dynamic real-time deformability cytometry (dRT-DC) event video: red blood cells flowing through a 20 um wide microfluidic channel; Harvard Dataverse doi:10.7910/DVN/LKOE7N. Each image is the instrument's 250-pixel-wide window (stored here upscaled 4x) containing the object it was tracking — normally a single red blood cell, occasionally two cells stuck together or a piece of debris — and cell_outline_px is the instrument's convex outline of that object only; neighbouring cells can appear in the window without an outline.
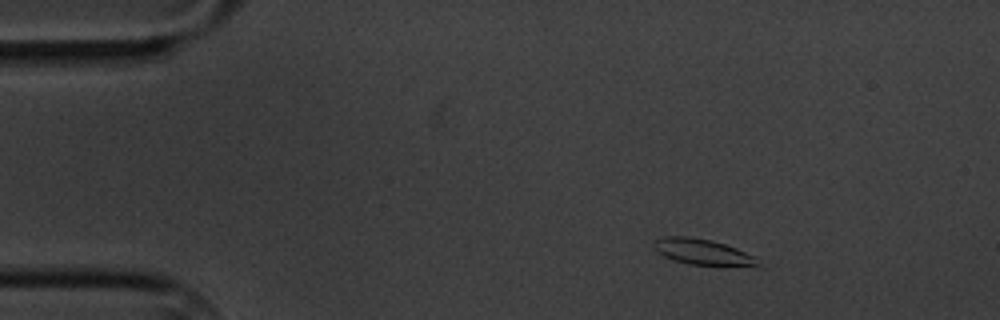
{"species": "common noctule bat (a hibernating species)", "species_latin": "Nyctalus noctula", "temperature_condition": "cold", "stored_images_in_passage": 11, "camera_frame_rate_fps": 3000, "um_per_image_px": 0.085, "animal": {"sex": "male", "body_mass_g": 20.1, "forearm_length_mm": 53.5}, "frame": {"image": 1, "passage_image": 2, "time_ms": 2.0, "image_size_px": [1000, 320], "cell_outline_px": [[768, 268], [756, 268], [688, 264], [664, 256], [656, 252], [652, 248], [652, 244], [656, 240], [664, 236], [688, 236], [712, 240], [736, 248], [756, 256]], "centroid_in_image_um": [59.89, 21.46], "position_along_channel_um": 25.1, "area_um2": 16.53}}
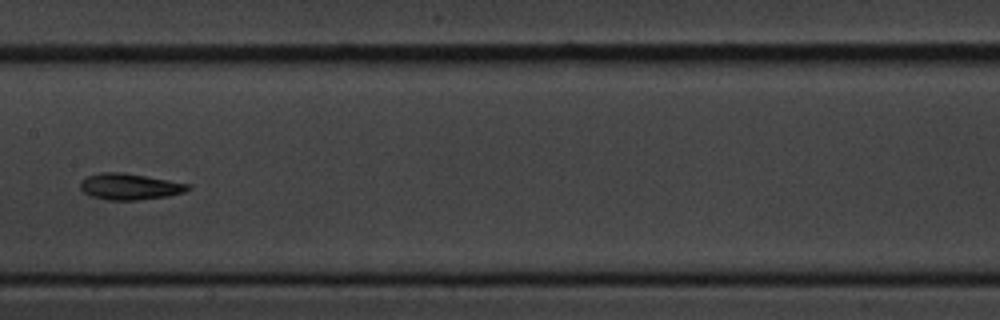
{"frame": {"image": 2, "passage_image": 8, "time_ms": 9.0, "image_size_px": [1000, 320], "cell_outline_px": [[192, 188], [184, 192], [168, 196], [140, 200], [108, 200], [92, 196], [84, 192], [80, 188], [80, 180], [88, 176], [100, 172], [124, 172], [192, 184]], "centroid_in_image_um": [11.06, 15.85], "position_along_channel_um": 196.3, "area_um2": 16.65}}
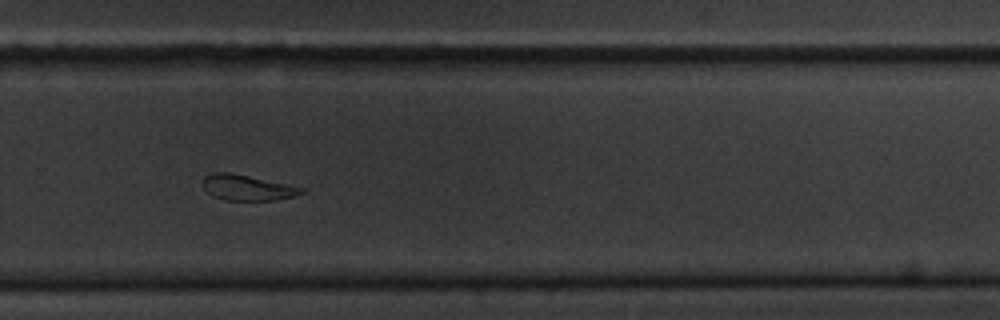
{"frame": {"image": 3, "passage_image": 11, "time_ms": 12.333, "image_size_px": [1000, 320], "cell_outline_px": [[304, 192], [296, 196], [276, 200], [224, 200], [212, 196], [204, 188], [204, 176], [212, 172], [228, 172], [248, 176], [304, 188]], "centroid_in_image_um": [21.0, 15.96], "position_along_channel_um": 308.8, "area_um2": 14.51}}